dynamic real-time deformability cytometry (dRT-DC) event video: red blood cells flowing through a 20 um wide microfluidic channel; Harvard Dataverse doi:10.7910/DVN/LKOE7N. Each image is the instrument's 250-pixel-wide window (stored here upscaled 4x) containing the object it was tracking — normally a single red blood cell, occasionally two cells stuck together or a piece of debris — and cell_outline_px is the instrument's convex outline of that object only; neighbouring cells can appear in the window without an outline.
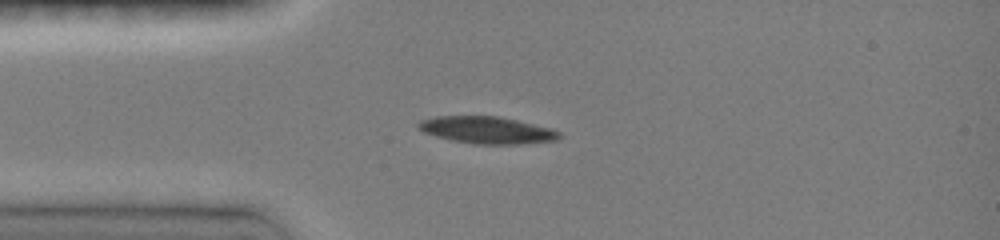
{"species": "common noctule bat (a hibernating species)", "species_latin": "Nyctalus noctula", "temperature_condition": "room temperature", "stored_images_in_passage": 36, "camera_frame_rate_fps": 3000, "um_per_image_px": 0.085, "animal": {"sex": "female", "body_mass_g": 19.0, "forearm_length_mm": 51.5}, "frame": {"image": 1, "passage_image": 1, "time_ms": 0.0, "image_size_px": [1000, 240], "cell_outline_px": [[560, 140], [520, 144], [472, 144], [452, 140], [436, 136], [424, 132], [416, 124], [420, 120], [436, 116], [500, 116], [552, 128], [560, 132]], "centroid_in_image_um": [41.43, 11.05], "position_along_channel_um": 43.6, "area_um2": 22.31}}
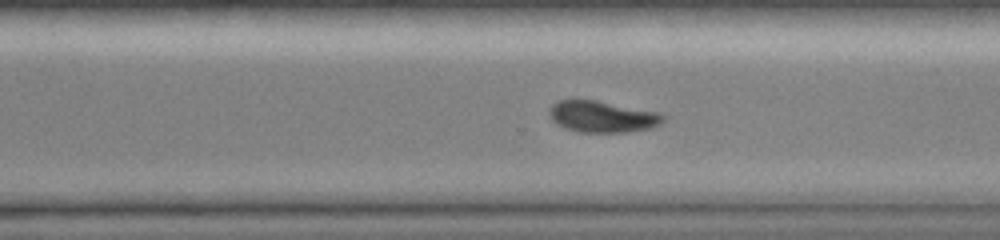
{"frame": {"image": 2, "passage_image": 22, "time_ms": 7.0, "image_size_px": [1000, 240], "cell_outline_px": [[668, 116], [660, 124], [648, 128], [628, 132], [580, 132], [564, 128], [556, 124], [552, 120], [548, 112], [552, 104], [556, 100], [596, 100], [660, 112]], "centroid_in_image_um": [51.2, 9.91], "position_along_channel_um": 319.4, "area_um2": 21.04}}
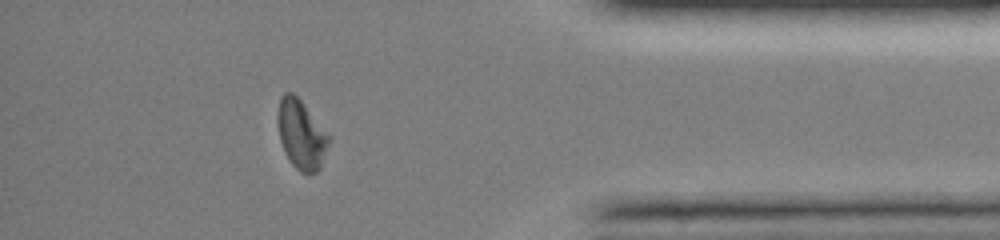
{"frame": {"image": 3, "passage_image": 30, "time_ms": 9.667, "image_size_px": [1000, 240], "cell_outline_px": [[332, 140], [320, 168], [316, 172], [308, 176], [300, 172], [288, 160], [284, 152], [280, 140], [276, 120], [276, 116], [280, 96], [284, 92], [292, 92], [300, 100], [332, 136]], "centroid_in_image_um": [25.62, 11.46], "position_along_channel_um": 409.6, "area_um2": 21.33}, "authors_computed_cell_mechanics": {"area_um2": 22.2241, "velocity_mm_per_s": 4.1152, "shape_relaxation_time_tau1_ms": 3.2167, "shape_relaxation_time_tau2_ms": null, "deformation_change_tau1": 0.1228, "deformation_change_tau2": null}}